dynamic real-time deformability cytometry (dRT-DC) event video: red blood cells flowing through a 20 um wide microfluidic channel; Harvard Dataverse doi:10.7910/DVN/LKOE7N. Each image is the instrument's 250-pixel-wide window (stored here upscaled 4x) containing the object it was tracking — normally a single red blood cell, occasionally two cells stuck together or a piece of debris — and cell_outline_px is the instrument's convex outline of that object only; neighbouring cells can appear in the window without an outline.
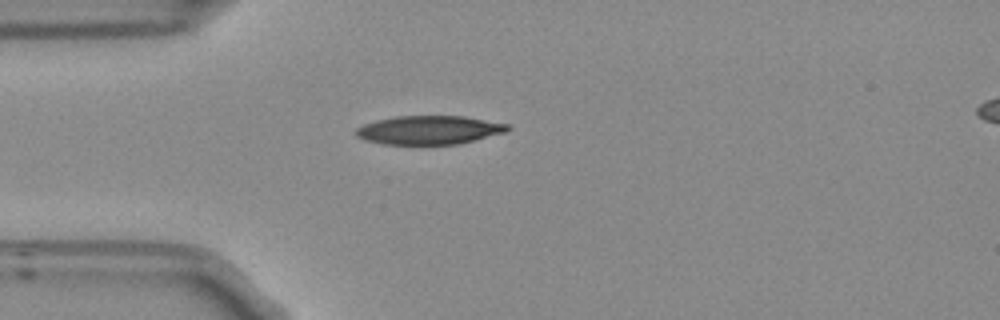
{"species": "Egyptian fruit bat (a non-hibernating species)", "species_latin": "Rousettus aegyptiacus", "temperature_condition": "room temperature", "stored_images_in_passage": 41, "camera_frame_rate_fps": 3000, "um_per_image_px": 0.085, "frame": {"image": 1, "passage_image": 1, "time_ms": 0.0, "image_size_px": [1000, 320], "cell_outline_px": [[508, 128], [504, 132], [460, 144], [384, 144], [364, 140], [356, 136], [356, 128], [364, 124], [376, 120], [396, 116], [464, 116], [508, 124]], "centroid_in_image_um": [36.43, 11.05], "position_along_channel_um": 48.6, "area_um2": 25.14}}
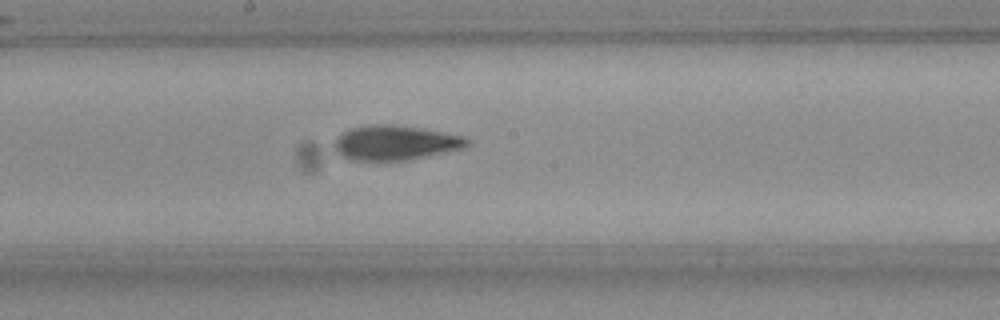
{"frame": {"image": 2, "passage_image": 15, "time_ms": 4.667, "image_size_px": [1000, 320], "cell_outline_px": [[468, 144], [460, 148], [408, 160], [356, 160], [344, 156], [332, 144], [344, 132], [352, 128], [372, 124], [396, 124], [464, 136], [468, 140]], "centroid_in_image_um": [33.59, 12.12], "position_along_channel_um": 214.6, "area_um2": 26.07}}
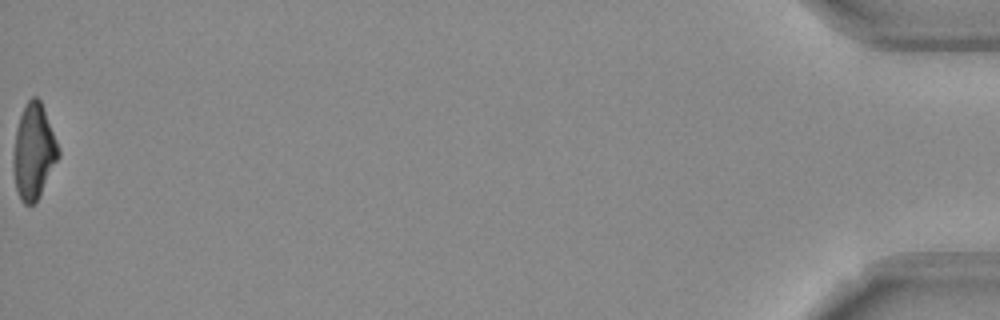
{"frame": {"image": 3, "passage_image": 41, "time_ms": 13.333, "image_size_px": [1000, 320], "cell_outline_px": [[60, 156], [36, 200], [32, 204], [24, 204], [20, 200], [16, 188], [12, 164], [12, 156], [16, 128], [24, 104], [32, 96], [36, 96], [40, 100], [60, 148]], "centroid_in_image_um": [2.85, 12.85], "position_along_channel_um": 432.4, "area_um2": 24.91}, "authors_computed_cell_mechanics": {"area_um2": 25.6054, "velocity_mm_per_s": 3.7547, "shape_relaxation_time_tau1_ms": 4.1627, "shape_relaxation_time_tau2_ms": 2.0544, "deformation_change_tau1": 0.1795, "deformation_change_tau2": 0.0922}}